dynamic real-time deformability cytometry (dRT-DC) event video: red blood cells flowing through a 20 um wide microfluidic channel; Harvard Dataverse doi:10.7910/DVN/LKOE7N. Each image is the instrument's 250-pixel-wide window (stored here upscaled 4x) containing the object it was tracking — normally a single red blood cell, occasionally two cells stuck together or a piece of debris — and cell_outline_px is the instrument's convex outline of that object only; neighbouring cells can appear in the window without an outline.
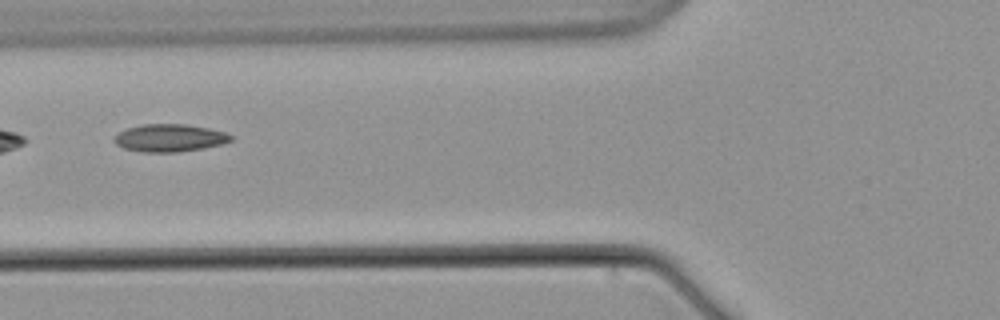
{"species": "common noctule bat (a hibernating species)", "species_latin": "Nyctalus noctula", "temperature_condition": "warm", "stored_images_in_passage": 8, "camera_frame_rate_fps": 3000, "um_per_image_px": 0.085, "animal": {"sex": "male", "body_mass_g": 21.5, "forearm_length_mm": 52.0}, "frame": {"image": 1, "passage_image": 7, "time_ms": 8.0, "image_size_px": [1000, 320], "cell_outline_px": [[232, 140], [220, 144], [200, 148], [176, 152], [144, 152], [124, 148], [116, 144], [112, 140], [120, 132], [128, 128], [144, 124], [188, 124], [208, 128], [224, 132], [232, 136]], "centroid_in_image_um": [14.4, 11.72], "position_along_channel_um": 111.4, "area_um2": 18.44}}
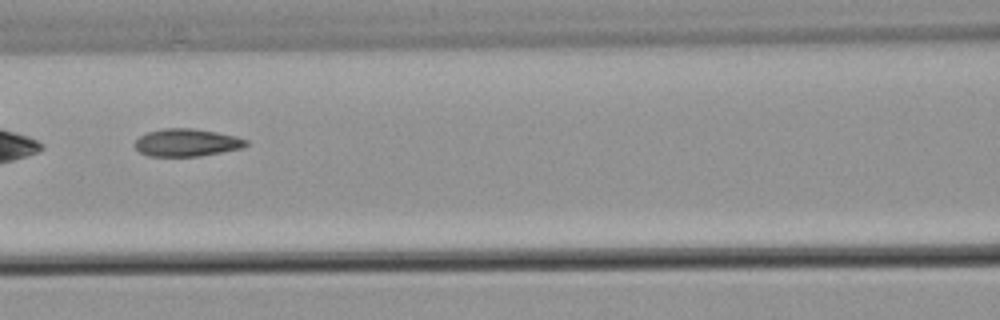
{"frame": {"image": 2, "passage_image": 8, "time_ms": 9.333, "image_size_px": [1000, 320], "cell_outline_px": [[248, 144], [240, 148], [200, 156], [148, 156], [140, 152], [132, 144], [140, 136], [148, 132], [164, 128], [192, 128], [216, 132], [236, 136], [248, 140]], "centroid_in_image_um": [15.84, 12.12], "position_along_channel_um": 150.8, "area_um2": 17.8}}